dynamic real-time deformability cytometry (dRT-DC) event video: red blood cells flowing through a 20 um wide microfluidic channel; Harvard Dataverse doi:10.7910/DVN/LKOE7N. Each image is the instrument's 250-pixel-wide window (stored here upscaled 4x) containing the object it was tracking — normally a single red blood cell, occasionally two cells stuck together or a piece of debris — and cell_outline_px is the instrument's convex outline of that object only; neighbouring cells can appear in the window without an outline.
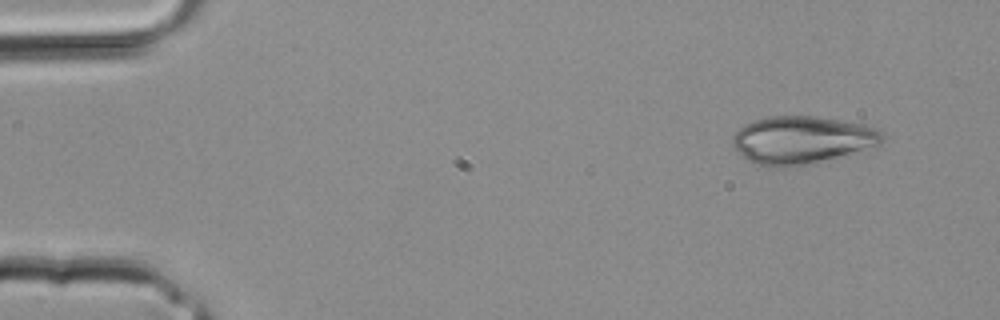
{"species": "common noctule bat (a hibernating species)", "species_latin": "Nyctalus noctula", "temperature_condition": "room temperature", "stored_images_in_passage": 2, "camera_frame_rate_fps": 3000, "um_per_image_px": 0.085, "animal": {"sex": "male", "body_mass_g": 20.4}, "frame": {"image": 1, "passage_image": 2, "time_ms": 0.333, "image_size_px": [1000, 320], "cell_outline_px": [[888, 136], [880, 144], [836, 156], [784, 168], [768, 168], [748, 160], [732, 144], [732, 136], [740, 128], [756, 120], [768, 116], [816, 116], [864, 124], [884, 132]], "centroid_in_image_um": [68.16, 11.88], "position_along_channel_um": 16.8, "area_um2": 40.92}}